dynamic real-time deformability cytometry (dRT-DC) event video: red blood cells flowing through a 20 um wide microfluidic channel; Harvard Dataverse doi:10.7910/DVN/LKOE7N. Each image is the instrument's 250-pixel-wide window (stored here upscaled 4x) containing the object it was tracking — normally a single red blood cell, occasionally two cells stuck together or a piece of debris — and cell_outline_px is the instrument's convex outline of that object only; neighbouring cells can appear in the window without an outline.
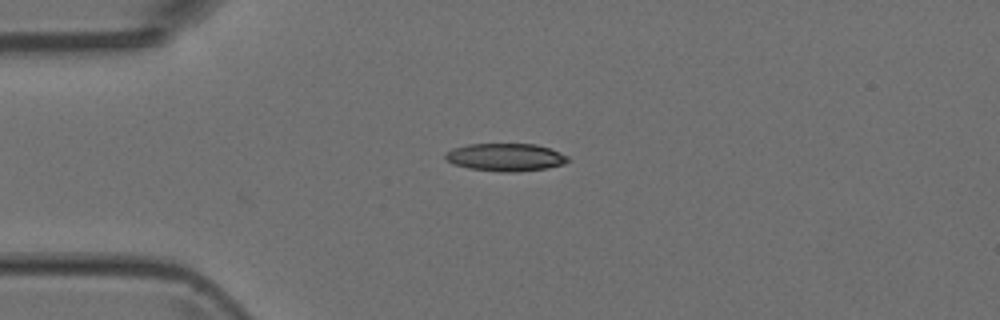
{"species": "Egyptian fruit bat (a non-hibernating species)", "species_latin": "Rousettus aegyptiacus", "temperature_condition": "room temperature", "stored_images_in_passage": 1, "camera_frame_rate_fps": 3000, "um_per_image_px": 0.085, "animal": {"sex": "female"}, "frame": {"image": 1, "passage_image": 1, "time_ms": 0.0, "image_size_px": [1000, 320], "cell_outline_px": [[568, 160], [564, 164], [548, 168], [516, 172], [504, 172], [468, 168], [452, 164], [444, 160], [444, 156], [452, 148], [468, 144], [536, 144], [548, 148], [568, 156]], "centroid_in_image_um": [42.93, 13.37], "position_along_channel_um": 42.1, "area_um2": 19.83}}